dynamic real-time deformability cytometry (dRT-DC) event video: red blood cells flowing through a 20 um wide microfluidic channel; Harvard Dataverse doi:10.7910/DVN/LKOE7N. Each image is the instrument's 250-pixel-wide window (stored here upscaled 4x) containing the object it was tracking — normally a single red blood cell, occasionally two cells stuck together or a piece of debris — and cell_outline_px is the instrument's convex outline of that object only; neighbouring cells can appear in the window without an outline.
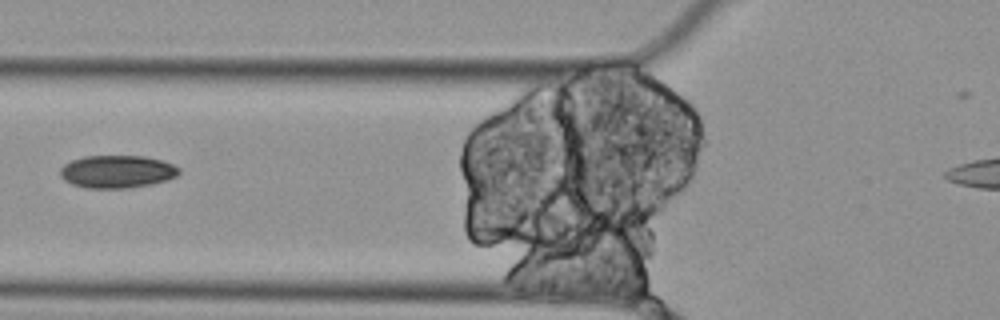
{"species": "Egyptian fruit bat (a non-hibernating species)", "species_latin": "Rousettus aegyptiacus", "temperature_condition": "cold", "stored_images_in_passage": 7, "camera_frame_rate_fps": 3000, "um_per_image_px": 0.085, "animal": {"sex": "female"}, "frame": {"image": 1, "passage_image": 5, "time_ms": 1.333, "image_size_px": [1000, 320], "cell_outline_px": [[180, 172], [176, 176], [168, 180], [152, 184], [128, 188], [84, 188], [72, 184], [64, 180], [60, 176], [60, 168], [64, 164], [72, 160], [84, 156], [144, 156], [160, 160], [172, 164], [180, 168]], "centroid_in_image_um": [9.94, 14.59], "position_along_channel_um": 115.9, "area_um2": 22.77}}
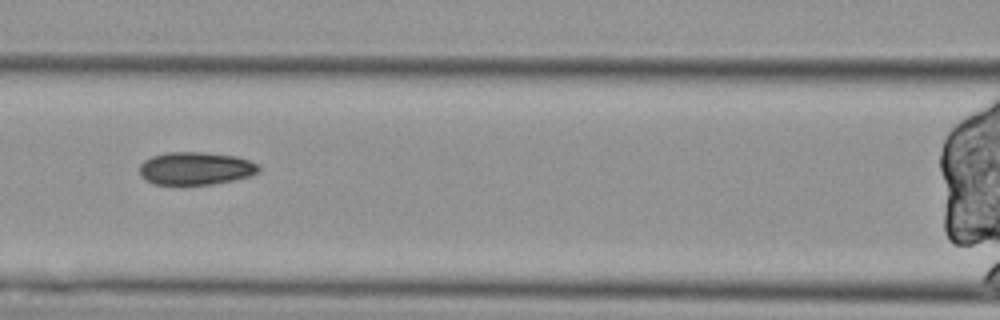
{"frame": {"image": 2, "passage_image": 6, "time_ms": 1.667, "image_size_px": [1000, 320], "cell_outline_px": [[260, 172], [248, 176], [232, 180], [212, 184], [152, 184], [144, 180], [140, 176], [140, 164], [144, 160], [152, 156], [168, 152], [200, 152], [236, 156], [260, 164]], "centroid_in_image_um": [16.61, 14.31], "position_along_channel_um": 150.0, "area_um2": 22.83}}
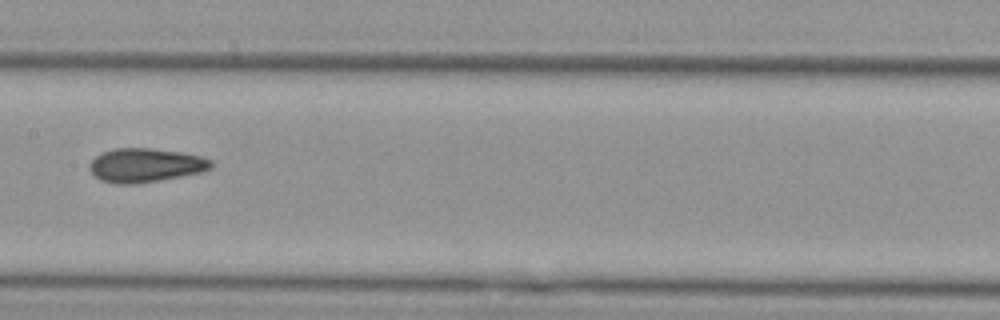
{"frame": {"image": 3, "passage_image": 7, "time_ms": 2.0, "image_size_px": [1000, 320], "cell_outline_px": [[212, 168], [200, 172], [160, 180], [136, 184], [116, 184], [100, 180], [88, 168], [88, 164], [96, 156], [112, 148], [152, 148], [184, 152], [200, 156], [212, 160]], "centroid_in_image_um": [12.35, 14.04], "position_along_channel_um": 195.0, "area_um2": 24.1}}